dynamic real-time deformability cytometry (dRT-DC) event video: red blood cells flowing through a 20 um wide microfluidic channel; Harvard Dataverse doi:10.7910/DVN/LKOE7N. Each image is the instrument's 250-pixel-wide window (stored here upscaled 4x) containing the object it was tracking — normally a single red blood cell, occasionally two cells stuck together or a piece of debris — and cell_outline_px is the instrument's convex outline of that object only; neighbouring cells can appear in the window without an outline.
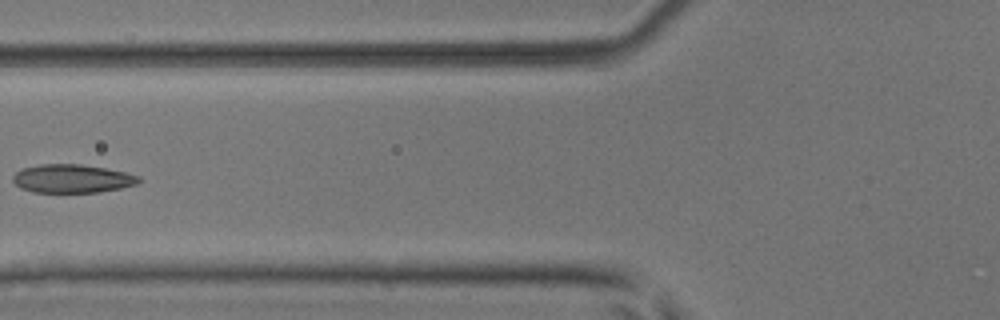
{"species": "common noctule bat (a hibernating species)", "species_latin": "Nyctalus noctula", "temperature_condition": "room temperature", "stored_images_in_passage": 6, "camera_frame_rate_fps": 3000, "um_per_image_px": 0.085, "animal": {"sex": "male", "body_mass_g": 17.9, "forearm_length_mm": 54.2}, "frame": {"image": 1, "passage_image": 6, "time_ms": 1.667, "image_size_px": [1000, 320], "cell_outline_px": [[140, 180], [136, 184], [120, 188], [100, 192], [32, 192], [20, 188], [12, 180], [12, 176], [16, 172], [24, 168], [40, 164], [80, 164], [104, 168], [124, 172], [140, 176]], "centroid_in_image_um": [6.11, 15.18], "position_along_channel_um": 119.7, "area_um2": 20.75}}